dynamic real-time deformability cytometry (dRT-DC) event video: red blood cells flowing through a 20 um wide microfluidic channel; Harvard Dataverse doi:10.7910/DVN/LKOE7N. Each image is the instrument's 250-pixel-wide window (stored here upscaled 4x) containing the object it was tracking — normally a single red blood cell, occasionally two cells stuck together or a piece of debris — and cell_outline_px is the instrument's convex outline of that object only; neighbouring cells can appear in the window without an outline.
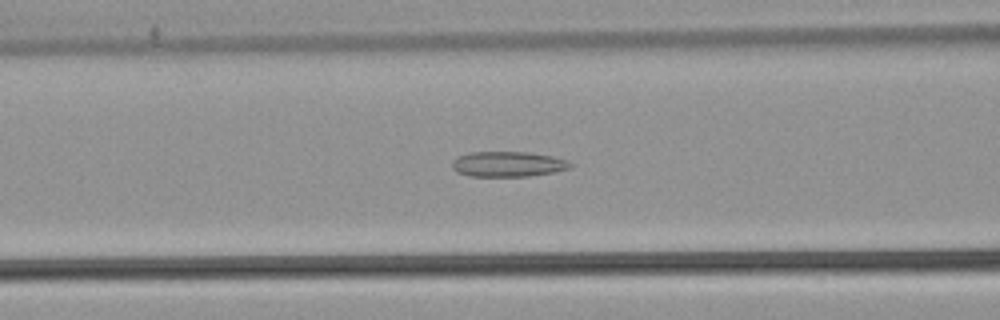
{"species": "common noctule bat (a hibernating species)", "species_latin": "Nyctalus noctula", "temperature_condition": "warm", "stored_images_in_passage": 54, "camera_frame_rate_fps": 3000, "um_per_image_px": 0.085, "animal": {"sex": "male", "body_mass_g": 21.5, "forearm_length_mm": 52.0}, "frame": {"image": 1, "passage_image": 23, "time_ms": 7.333, "image_size_px": [1000, 320], "cell_outline_px": [[572, 168], [556, 172], [528, 176], [468, 176], [456, 172], [452, 168], [452, 164], [456, 156], [468, 152], [528, 152], [552, 156], [568, 160], [572, 164]], "centroid_in_image_um": [43.18, 13.95], "position_along_channel_um": 123.4, "area_um2": 17.63}}
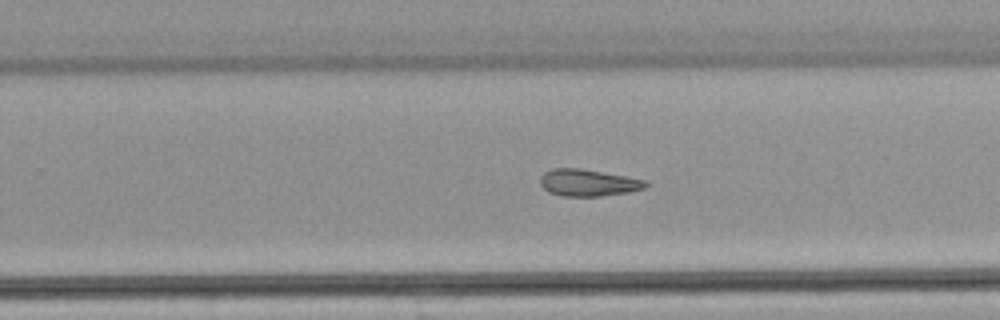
{"frame": {"image": 2, "passage_image": 35, "time_ms": 11.333, "image_size_px": [1000, 320], "cell_outline_px": [[648, 184], [644, 188], [628, 192], [600, 196], [564, 196], [548, 192], [540, 184], [540, 176], [544, 172], [552, 168], [580, 168], [624, 176], [644, 180]], "centroid_in_image_um": [49.94, 15.53], "position_along_channel_um": 279.9, "area_um2": 16.36}}
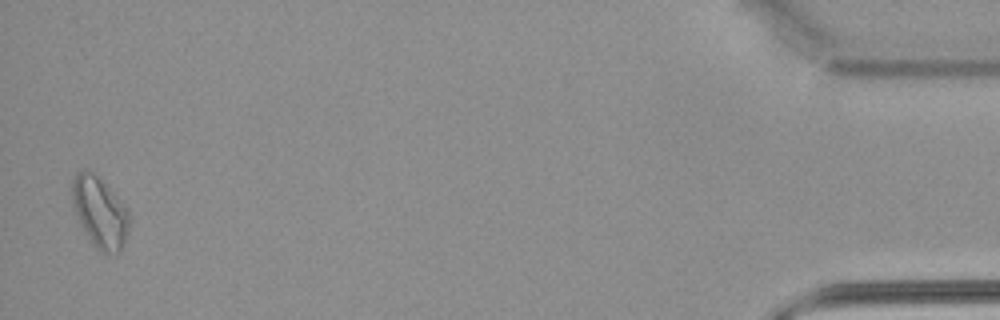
{"frame": {"image": 3, "passage_image": 53, "time_ms": 17.333, "image_size_px": [1000, 320], "cell_outline_px": [[128, 232], [124, 244], [120, 252], [100, 252], [96, 248], [80, 224], [72, 204], [72, 180], [76, 172], [84, 168], [92, 172], [128, 208]], "centroid_in_image_um": [8.47, 18.04], "position_along_channel_um": 426.7, "area_um2": 23.18}, "authors_computed_cell_mechanics": {"area_um2": 19.074, "velocity_mm_per_s": 3.9172, "shape_relaxation_time_tau1_ms": null, "shape_relaxation_time_tau2_ms": 5.6099, "deformation_change_tau1": null, "deformation_change_tau2": 0.127}}